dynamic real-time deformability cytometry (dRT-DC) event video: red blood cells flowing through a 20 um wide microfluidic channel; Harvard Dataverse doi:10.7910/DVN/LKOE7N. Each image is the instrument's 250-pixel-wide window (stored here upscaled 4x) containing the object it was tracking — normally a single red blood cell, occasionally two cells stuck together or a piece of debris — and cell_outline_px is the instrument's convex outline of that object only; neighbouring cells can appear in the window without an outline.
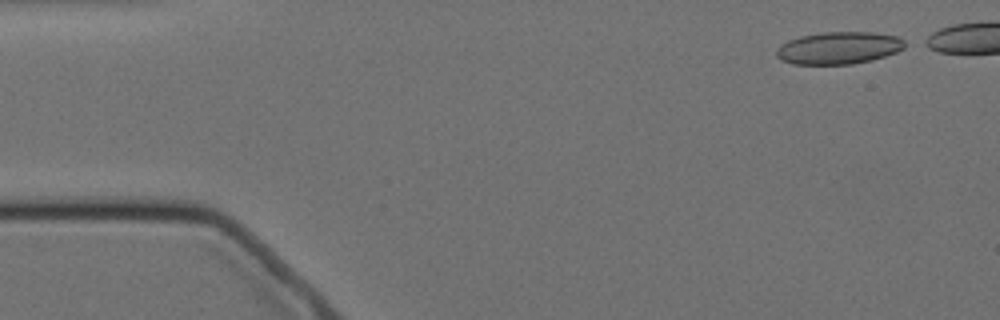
{"species": "Egyptian fruit bat (a non-hibernating species)", "species_latin": "Rousettus aegyptiacus", "temperature_condition": "cold", "stored_images_in_passage": 5, "camera_frame_rate_fps": 3000, "um_per_image_px": 0.085, "animal": {"sex": "female"}, "frame": {"image": 1, "passage_image": 1, "time_ms": 0.0, "image_size_px": [1000, 320], "cell_outline_px": [[912, 44], [896, 52], [872, 60], [852, 64], [792, 64], [780, 60], [776, 56], [776, 48], [780, 44], [788, 40], [800, 36], [824, 32], [872, 32], [900, 36], [908, 40]], "centroid_in_image_um": [71.35, 4.06], "position_along_channel_um": 13.7, "area_um2": 24.68}}